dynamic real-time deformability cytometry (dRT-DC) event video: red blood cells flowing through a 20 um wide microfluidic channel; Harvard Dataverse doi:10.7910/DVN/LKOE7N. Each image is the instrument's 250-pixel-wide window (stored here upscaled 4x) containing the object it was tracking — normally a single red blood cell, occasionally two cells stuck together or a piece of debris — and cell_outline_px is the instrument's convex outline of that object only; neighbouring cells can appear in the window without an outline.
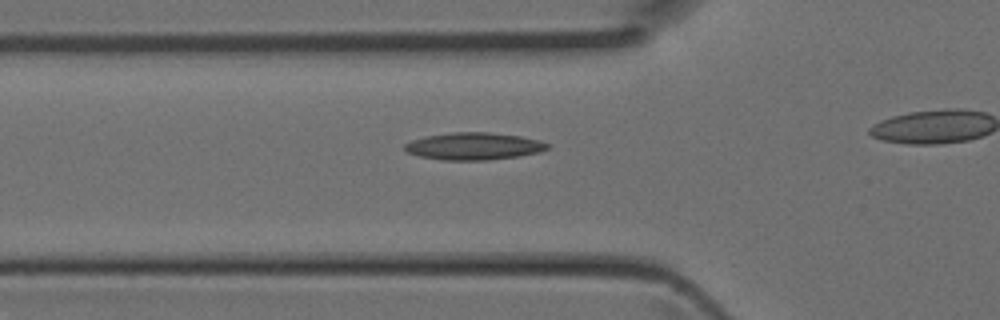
{"species": "Egyptian fruit bat (a non-hibernating species)", "species_latin": "Rousettus aegyptiacus", "temperature_condition": "room temperature", "stored_images_in_passage": 27, "camera_frame_rate_fps": 3000, "um_per_image_px": 0.085, "animal": {"sex": "female"}, "frame": {"image": 1, "passage_image": 7, "time_ms": 2.0, "image_size_px": [1000, 320], "cell_outline_px": [[548, 148], [540, 152], [520, 156], [488, 160], [444, 160], [420, 156], [408, 152], [404, 148], [404, 144], [412, 140], [428, 136], [452, 132], [488, 132], [520, 136], [540, 140], [548, 144]], "centroid_in_image_um": [40.3, 12.43], "position_along_channel_um": 85.5, "area_um2": 22.54}}
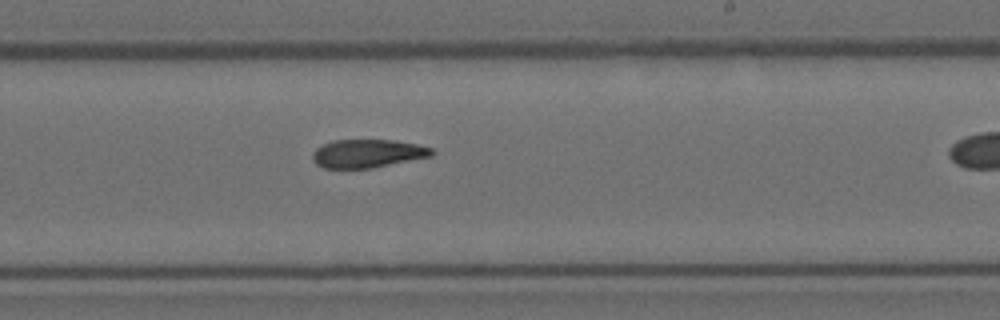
{"frame": {"image": 2, "passage_image": 18, "time_ms": 5.667, "image_size_px": [1000, 320], "cell_outline_px": [[436, 152], [432, 156], [372, 168], [324, 168], [316, 164], [312, 160], [312, 152], [316, 148], [332, 140], [392, 140], [416, 144], [432, 148]], "centroid_in_image_um": [31.23, 13.05], "position_along_channel_um": 257.8, "area_um2": 19.71}}
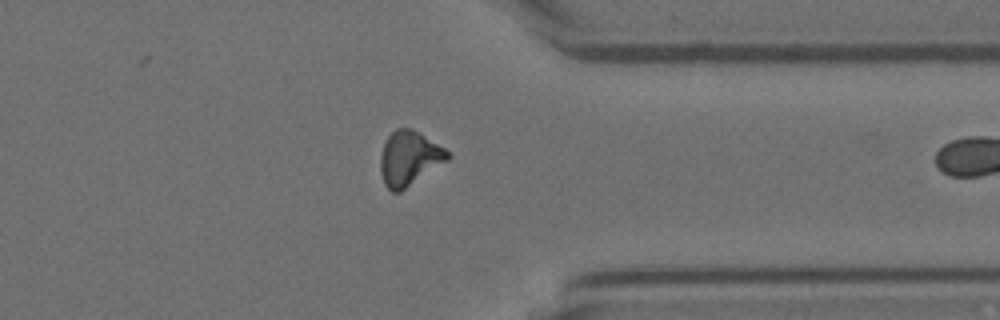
{"frame": {"image": 3, "passage_image": 26, "time_ms": 8.333, "image_size_px": [1000, 320], "cell_outline_px": [[452, 156], [448, 160], [400, 192], [392, 192], [384, 184], [380, 172], [380, 156], [384, 144], [388, 136], [396, 128], [412, 128], [444, 148]], "centroid_in_image_um": [34.77, 13.46], "position_along_channel_um": 376.6, "area_um2": 21.21}}